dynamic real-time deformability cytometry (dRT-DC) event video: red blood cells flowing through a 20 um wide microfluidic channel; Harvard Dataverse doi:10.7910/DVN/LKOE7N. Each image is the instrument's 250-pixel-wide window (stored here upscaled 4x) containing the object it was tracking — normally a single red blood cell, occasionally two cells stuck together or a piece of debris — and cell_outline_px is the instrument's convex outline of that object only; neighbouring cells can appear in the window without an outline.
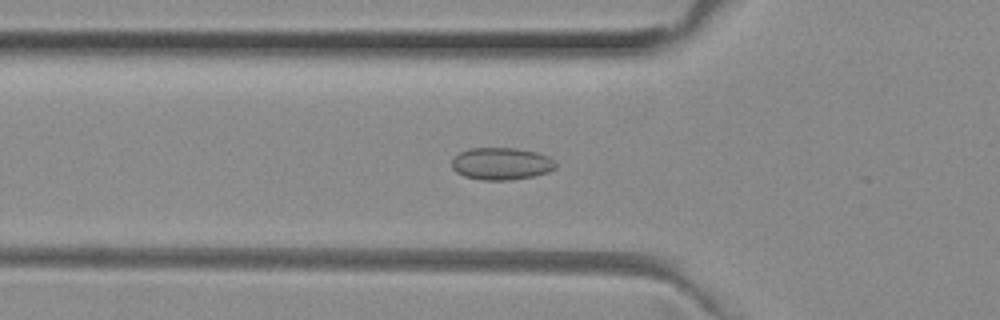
{"species": "common noctule bat (a hibernating species)", "species_latin": "Nyctalus noctula", "temperature_condition": "room temperature", "stored_images_in_passage": 20, "camera_frame_rate_fps": 3000, "um_per_image_px": 0.085, "animal": {"sex": "female", "body_mass_g": 29.2, "forearm_length_mm": 56.3}, "frame": {"image": 1, "passage_image": 14, "time_ms": 4.333, "image_size_px": [1000, 320], "cell_outline_px": [[556, 168], [548, 172], [532, 176], [508, 180], [480, 180], [464, 176], [456, 172], [452, 168], [452, 160], [460, 152], [468, 148], [516, 148], [536, 152], [548, 156], [556, 160]], "centroid_in_image_um": [42.62, 13.91], "position_along_channel_um": 83.2, "area_um2": 19.59}}
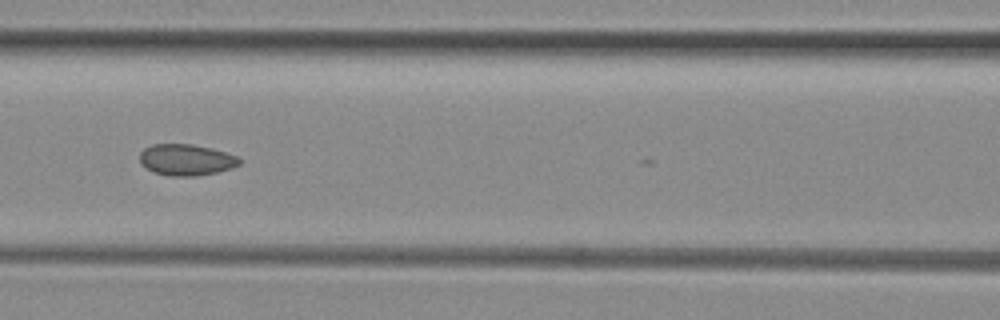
{"frame": {"image": 2, "passage_image": 19, "time_ms": 6.0, "image_size_px": [1000, 320], "cell_outline_px": [[240, 164], [232, 168], [216, 172], [196, 176], [168, 176], [152, 172], [140, 164], [140, 152], [144, 148], [152, 144], [192, 144], [212, 148], [236, 156], [240, 160]], "centroid_in_image_um": [15.79, 13.59], "position_along_channel_um": 150.8, "area_um2": 18.26}}